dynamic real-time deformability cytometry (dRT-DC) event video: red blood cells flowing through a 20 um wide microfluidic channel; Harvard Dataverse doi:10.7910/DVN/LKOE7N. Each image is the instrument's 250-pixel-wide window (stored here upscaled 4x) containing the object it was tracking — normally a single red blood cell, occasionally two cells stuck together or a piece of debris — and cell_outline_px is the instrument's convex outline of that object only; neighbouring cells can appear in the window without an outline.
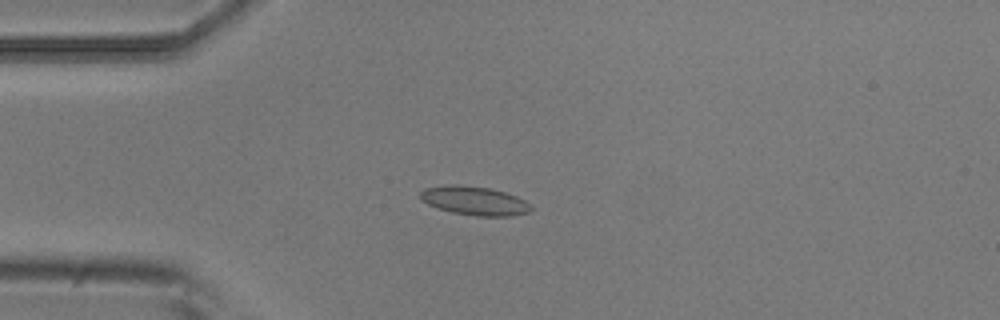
{"species": "common noctule bat (a hibernating species)", "species_latin": "Nyctalus noctula", "temperature_condition": "room temperature", "stored_images_in_passage": 54, "camera_frame_rate_fps": 3000, "um_per_image_px": 0.085, "animal": {"sex": "male", "body_mass_g": 20.5, "forearm_length_mm": 52.5}, "frame": {"image": 1, "passage_image": 14, "time_ms": 4.333, "image_size_px": [1000, 320], "cell_outline_px": [[532, 208], [528, 212], [512, 216], [476, 216], [452, 212], [436, 208], [420, 200], [420, 192], [424, 188], [452, 184], [460, 184], [492, 188], [516, 196], [524, 200]], "centroid_in_image_um": [40.29, 17.05], "position_along_channel_um": 44.7, "area_um2": 18.67}}
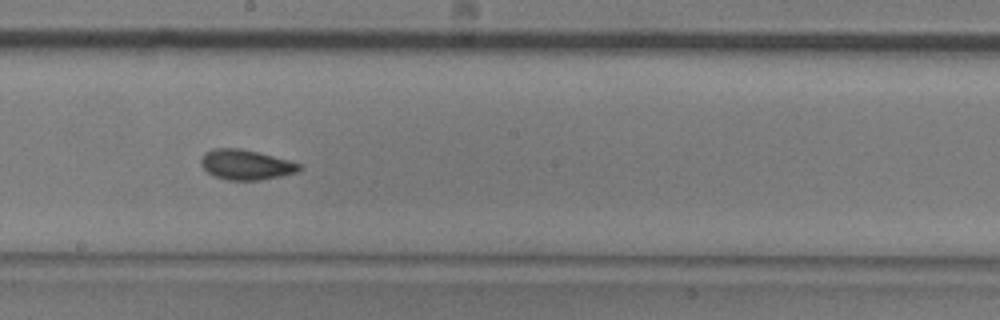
{"frame": {"image": 2, "passage_image": 30, "time_ms": 9.667, "image_size_px": [1000, 320], "cell_outline_px": [[300, 168], [296, 172], [280, 176], [260, 180], [228, 180], [216, 176], [208, 172], [200, 164], [200, 160], [204, 152], [212, 148], [240, 148], [288, 160], [300, 164]], "centroid_in_image_um": [20.85, 13.99], "position_along_channel_um": 227.4, "area_um2": 16.99}}
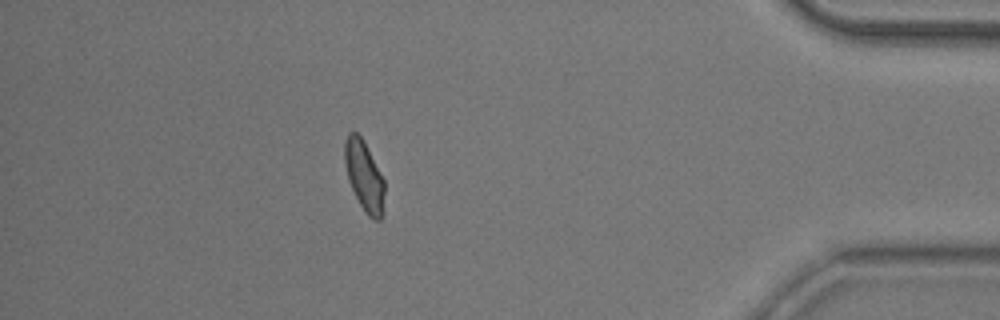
{"frame": {"image": 3, "passage_image": 48, "time_ms": 15.667, "image_size_px": [1000, 320], "cell_outline_px": [[384, 212], [380, 220], [372, 220], [368, 216], [360, 204], [348, 180], [344, 164], [344, 144], [348, 132], [356, 132], [364, 140], [384, 180]], "centroid_in_image_um": [30.96, 14.96], "position_along_channel_um": 404.2, "area_um2": 16.42}, "authors_computed_cell_mechanics": {"area_um2": 16.8487, "velocity_mm_per_s": 3.7281, "shape_relaxation_time_tau1_ms": 3.7198, "shape_relaxation_time_tau2_ms": 1.7293, "deformation_change_tau1": 0.1062, "deformation_change_tau2": 0.0639}}